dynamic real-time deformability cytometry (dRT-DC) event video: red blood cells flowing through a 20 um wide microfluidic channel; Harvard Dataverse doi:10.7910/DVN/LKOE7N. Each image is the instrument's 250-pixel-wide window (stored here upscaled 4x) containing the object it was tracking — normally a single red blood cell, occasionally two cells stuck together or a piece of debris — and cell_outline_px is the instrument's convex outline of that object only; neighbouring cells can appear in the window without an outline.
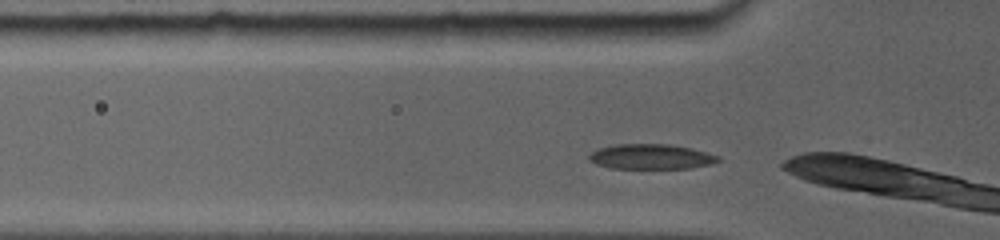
{"species": "common noctule bat (a hibernating species)", "species_latin": "Nyctalus noctula", "temperature_condition": "room temperature", "stored_images_in_passage": 10, "camera_frame_rate_fps": 5000, "um_per_image_px": 0.085, "animal": {"sex": "female", "body_mass_g": 19.0, "forearm_length_mm": 56.7}, "frame": {"image": 1, "passage_image": 2, "time_ms": 0.2, "image_size_px": [1000, 240], "cell_outline_px": [[720, 160], [708, 164], [688, 168], [608, 168], [596, 164], [588, 160], [588, 156], [592, 152], [600, 148], [620, 144], [664, 144], [688, 148], [720, 156]], "centroid_in_image_um": [55.28, 13.32], "position_along_channel_um": 70.5, "area_um2": 18.44}}
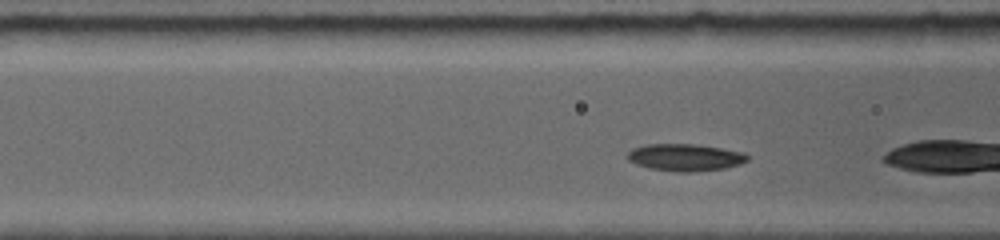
{"frame": {"image": 2, "passage_image": 7, "time_ms": 1.2, "image_size_px": [1000, 240], "cell_outline_px": [[748, 160], [740, 164], [724, 168], [696, 172], [676, 172], [648, 168], [636, 164], [628, 160], [628, 152], [632, 148], [648, 144], [692, 144], [720, 148], [740, 152], [748, 156]], "centroid_in_image_um": [58.2, 13.39], "position_along_channel_um": 108.4, "area_um2": 18.84}}